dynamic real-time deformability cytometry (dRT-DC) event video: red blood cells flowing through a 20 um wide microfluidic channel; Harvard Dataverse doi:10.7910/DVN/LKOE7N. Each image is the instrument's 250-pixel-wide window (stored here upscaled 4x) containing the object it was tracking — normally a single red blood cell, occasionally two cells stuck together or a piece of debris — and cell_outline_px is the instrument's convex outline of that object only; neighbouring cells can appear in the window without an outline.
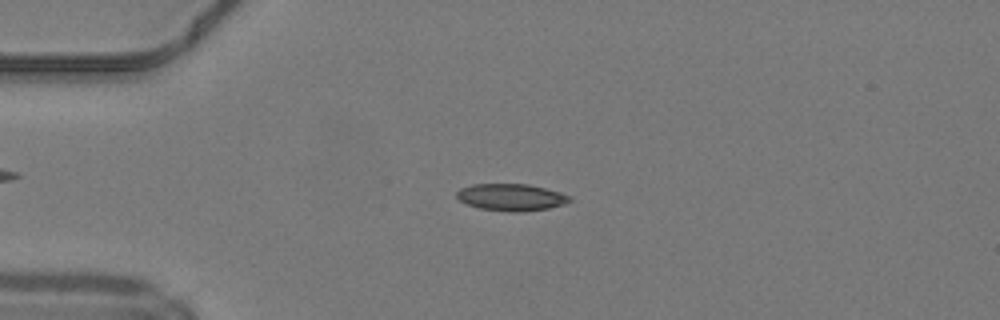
{"species": "common noctule bat (a hibernating species)", "species_latin": "Nyctalus noctula", "temperature_condition": "warm", "stored_images_in_passage": 48, "camera_frame_rate_fps": 3000, "um_per_image_px": 0.085, "animal": {"sex": "male", "body_mass_g": 19.2, "forearm_length_mm": 51.8}, "frame": {"image": 1, "passage_image": 12, "time_ms": 3.667, "image_size_px": [1000, 320], "cell_outline_px": [[572, 200], [564, 204], [548, 208], [520, 212], [512, 212], [480, 208], [468, 204], [460, 200], [456, 196], [456, 192], [460, 188], [472, 184], [528, 184], [560, 192], [568, 196]], "centroid_in_image_um": [43.43, 16.76], "position_along_channel_um": 41.6, "area_um2": 17.57}}
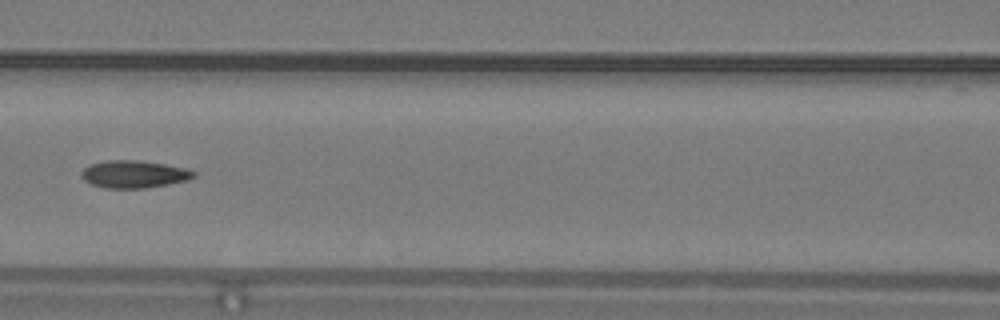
{"frame": {"image": 2, "passage_image": 22, "time_ms": 7.0, "image_size_px": [1000, 320], "cell_outline_px": [[196, 176], [188, 180], [168, 184], [144, 188], [104, 188], [92, 184], [84, 180], [80, 176], [80, 172], [88, 164], [104, 160], [136, 160], [164, 164], [184, 168], [196, 172]], "centroid_in_image_um": [11.34, 14.8], "position_along_channel_um": 155.3, "area_um2": 18.03}}
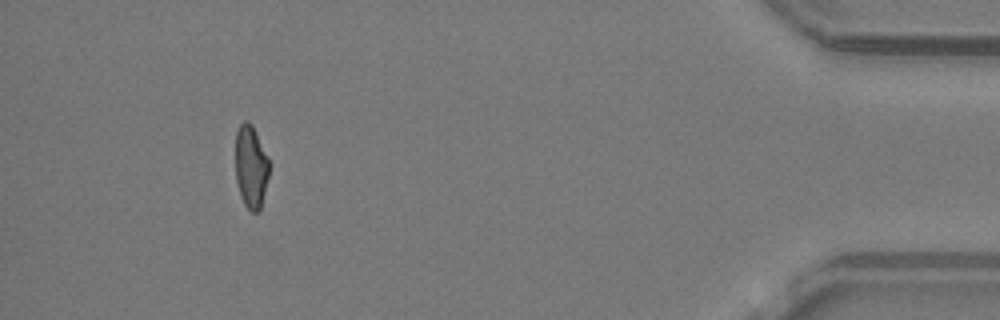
{"frame": {"image": 3, "passage_image": 45, "time_ms": 14.667, "image_size_px": [1000, 320], "cell_outline_px": [[268, 176], [260, 208], [256, 212], [252, 212], [244, 204], [240, 196], [236, 180], [236, 132], [240, 124], [244, 120], [248, 120], [252, 124], [268, 160]], "centroid_in_image_um": [21.3, 14.16], "position_along_channel_um": 413.9, "area_um2": 15.9}, "authors_computed_cell_mechanics": {"area_um2": 17.3689, "velocity_mm_per_s": 4.2326, "shape_relaxation_time_tau1_ms": 10.4689, "shape_relaxation_time_tau2_ms": 2.3382, "deformation_change_tau1": 0.251, "deformation_change_tau2": 0.091}}